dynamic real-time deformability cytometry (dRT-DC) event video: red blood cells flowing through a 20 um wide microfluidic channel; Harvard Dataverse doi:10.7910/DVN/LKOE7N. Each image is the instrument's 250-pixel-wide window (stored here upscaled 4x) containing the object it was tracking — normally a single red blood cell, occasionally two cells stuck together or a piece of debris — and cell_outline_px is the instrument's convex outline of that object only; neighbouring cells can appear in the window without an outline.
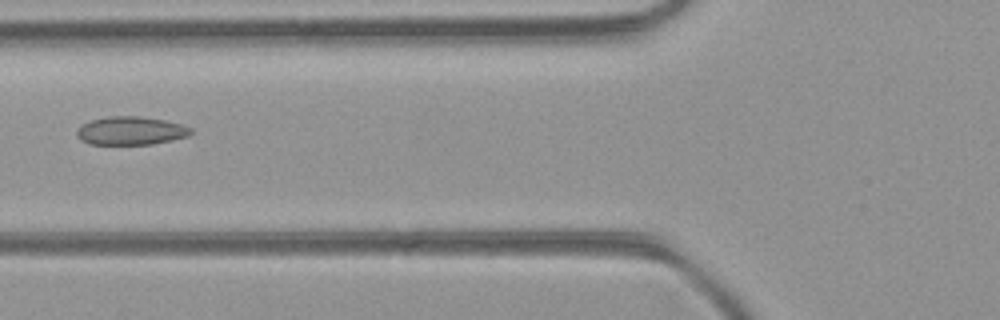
{"species": "common noctule bat (a hibernating species)", "species_latin": "Nyctalus noctula", "temperature_condition": "room temperature", "stored_images_in_passage": 6, "camera_frame_rate_fps": 3000, "um_per_image_px": 0.085, "animal": {"sex": "female", "body_mass_g": 21.9}, "frame": {"image": 1, "passage_image": 6, "time_ms": 1.667, "image_size_px": [1000, 320], "cell_outline_px": [[192, 132], [188, 136], [172, 140], [152, 144], [88, 144], [80, 140], [76, 136], [76, 128], [80, 124], [92, 120], [108, 116], [140, 116], [164, 120], [180, 124], [192, 128]], "centroid_in_image_um": [11.07, 11.11], "position_along_channel_um": 114.7, "area_um2": 18.96}}